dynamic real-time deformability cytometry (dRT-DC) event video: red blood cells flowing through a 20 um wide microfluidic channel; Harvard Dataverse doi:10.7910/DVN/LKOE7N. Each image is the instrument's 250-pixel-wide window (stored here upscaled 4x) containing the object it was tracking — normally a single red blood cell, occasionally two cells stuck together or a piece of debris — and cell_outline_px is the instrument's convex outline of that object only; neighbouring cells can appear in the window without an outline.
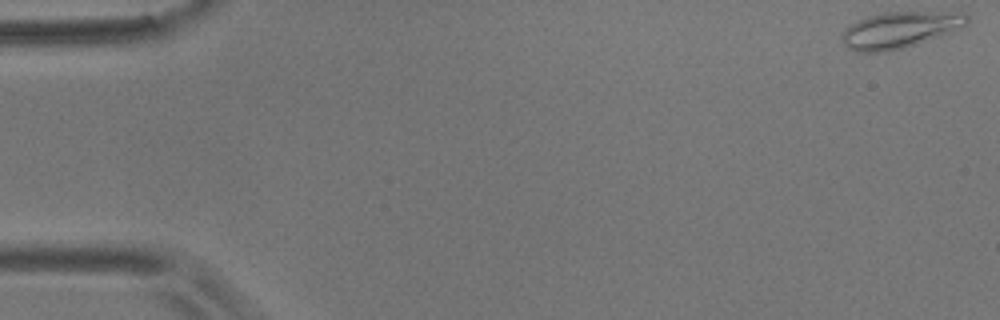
{"species": "common noctule bat (a hibernating species)", "species_latin": "Nyctalus noctula", "temperature_condition": "room temperature", "stored_images_in_passage": 6, "camera_frame_rate_fps": 3000, "um_per_image_px": 0.085, "animal": {"sex": "male", "body_mass_g": 17.9}, "frame": {"image": 1, "passage_image": 1, "time_ms": 0.0, "image_size_px": [1000, 320], "cell_outline_px": [[968, 24], [940, 36], [904, 48], [888, 52], [856, 52], [848, 48], [844, 44], [840, 36], [844, 28], [868, 16], [888, 12], [960, 12], [968, 16]], "centroid_in_image_um": [76.45, 2.55], "position_along_channel_um": 8.5, "area_um2": 26.36}}